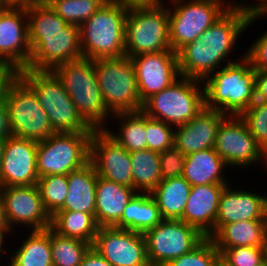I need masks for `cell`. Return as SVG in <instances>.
Here are the masks:
<instances>
[{
	"instance_id": "1",
	"label": "cell",
	"mask_w": 267,
	"mask_h": 266,
	"mask_svg": "<svg viewBox=\"0 0 267 266\" xmlns=\"http://www.w3.org/2000/svg\"><path fill=\"white\" fill-rule=\"evenodd\" d=\"M263 17H267V11L230 7L198 39L176 52L180 75L203 82L216 70L241 60L245 54H239L237 60L230 56L239 44L238 39Z\"/></svg>"
},
{
	"instance_id": "2",
	"label": "cell",
	"mask_w": 267,
	"mask_h": 266,
	"mask_svg": "<svg viewBox=\"0 0 267 266\" xmlns=\"http://www.w3.org/2000/svg\"><path fill=\"white\" fill-rule=\"evenodd\" d=\"M205 107L226 116H241L255 102V69L244 56L204 81Z\"/></svg>"
},
{
	"instance_id": "3",
	"label": "cell",
	"mask_w": 267,
	"mask_h": 266,
	"mask_svg": "<svg viewBox=\"0 0 267 266\" xmlns=\"http://www.w3.org/2000/svg\"><path fill=\"white\" fill-rule=\"evenodd\" d=\"M52 71L62 82L79 114L94 130L109 127L107 121L113 114L107 109L99 89L94 60L80 58L60 64Z\"/></svg>"
},
{
	"instance_id": "4",
	"label": "cell",
	"mask_w": 267,
	"mask_h": 266,
	"mask_svg": "<svg viewBox=\"0 0 267 266\" xmlns=\"http://www.w3.org/2000/svg\"><path fill=\"white\" fill-rule=\"evenodd\" d=\"M20 78L34 91L55 133H93L52 70L26 68Z\"/></svg>"
},
{
	"instance_id": "5",
	"label": "cell",
	"mask_w": 267,
	"mask_h": 266,
	"mask_svg": "<svg viewBox=\"0 0 267 266\" xmlns=\"http://www.w3.org/2000/svg\"><path fill=\"white\" fill-rule=\"evenodd\" d=\"M128 8L115 1L101 5L79 26L83 58L125 56V20Z\"/></svg>"
},
{
	"instance_id": "6",
	"label": "cell",
	"mask_w": 267,
	"mask_h": 266,
	"mask_svg": "<svg viewBox=\"0 0 267 266\" xmlns=\"http://www.w3.org/2000/svg\"><path fill=\"white\" fill-rule=\"evenodd\" d=\"M205 107L202 81L180 77L168 88L148 98L142 111L174 128L192 120Z\"/></svg>"
},
{
	"instance_id": "7",
	"label": "cell",
	"mask_w": 267,
	"mask_h": 266,
	"mask_svg": "<svg viewBox=\"0 0 267 266\" xmlns=\"http://www.w3.org/2000/svg\"><path fill=\"white\" fill-rule=\"evenodd\" d=\"M160 51H172L167 4L128 8L125 20V56L132 58Z\"/></svg>"
},
{
	"instance_id": "8",
	"label": "cell",
	"mask_w": 267,
	"mask_h": 266,
	"mask_svg": "<svg viewBox=\"0 0 267 266\" xmlns=\"http://www.w3.org/2000/svg\"><path fill=\"white\" fill-rule=\"evenodd\" d=\"M99 89L112 113L141 111L135 68L127 56L94 60Z\"/></svg>"
},
{
	"instance_id": "9",
	"label": "cell",
	"mask_w": 267,
	"mask_h": 266,
	"mask_svg": "<svg viewBox=\"0 0 267 266\" xmlns=\"http://www.w3.org/2000/svg\"><path fill=\"white\" fill-rule=\"evenodd\" d=\"M165 3L169 8V40L174 52L198 39L230 8L226 0H168Z\"/></svg>"
},
{
	"instance_id": "10",
	"label": "cell",
	"mask_w": 267,
	"mask_h": 266,
	"mask_svg": "<svg viewBox=\"0 0 267 266\" xmlns=\"http://www.w3.org/2000/svg\"><path fill=\"white\" fill-rule=\"evenodd\" d=\"M93 133H55L38 141L37 173L68 175L90 162V141Z\"/></svg>"
},
{
	"instance_id": "11",
	"label": "cell",
	"mask_w": 267,
	"mask_h": 266,
	"mask_svg": "<svg viewBox=\"0 0 267 266\" xmlns=\"http://www.w3.org/2000/svg\"><path fill=\"white\" fill-rule=\"evenodd\" d=\"M5 104L12 136L42 141L55 134L36 94L20 77L9 89Z\"/></svg>"
},
{
	"instance_id": "12",
	"label": "cell",
	"mask_w": 267,
	"mask_h": 266,
	"mask_svg": "<svg viewBox=\"0 0 267 266\" xmlns=\"http://www.w3.org/2000/svg\"><path fill=\"white\" fill-rule=\"evenodd\" d=\"M150 266H165L169 261L189 253L206 237L182 220L163 219L144 234Z\"/></svg>"
},
{
	"instance_id": "13",
	"label": "cell",
	"mask_w": 267,
	"mask_h": 266,
	"mask_svg": "<svg viewBox=\"0 0 267 266\" xmlns=\"http://www.w3.org/2000/svg\"><path fill=\"white\" fill-rule=\"evenodd\" d=\"M214 149L225 161L230 170L249 169L263 163V149L240 116H226L216 132ZM260 163V164H259Z\"/></svg>"
},
{
	"instance_id": "14",
	"label": "cell",
	"mask_w": 267,
	"mask_h": 266,
	"mask_svg": "<svg viewBox=\"0 0 267 266\" xmlns=\"http://www.w3.org/2000/svg\"><path fill=\"white\" fill-rule=\"evenodd\" d=\"M0 193L11 236L16 235L14 231L18 226L21 229L24 226L28 231L51 227V216L44 207L37 185L0 187Z\"/></svg>"
},
{
	"instance_id": "15",
	"label": "cell",
	"mask_w": 267,
	"mask_h": 266,
	"mask_svg": "<svg viewBox=\"0 0 267 266\" xmlns=\"http://www.w3.org/2000/svg\"><path fill=\"white\" fill-rule=\"evenodd\" d=\"M29 43V69L53 70L60 64L83 58L76 25L68 24L61 32L43 33V37H29Z\"/></svg>"
},
{
	"instance_id": "16",
	"label": "cell",
	"mask_w": 267,
	"mask_h": 266,
	"mask_svg": "<svg viewBox=\"0 0 267 266\" xmlns=\"http://www.w3.org/2000/svg\"><path fill=\"white\" fill-rule=\"evenodd\" d=\"M92 247L113 266H150L142 233L99 227Z\"/></svg>"
},
{
	"instance_id": "17",
	"label": "cell",
	"mask_w": 267,
	"mask_h": 266,
	"mask_svg": "<svg viewBox=\"0 0 267 266\" xmlns=\"http://www.w3.org/2000/svg\"><path fill=\"white\" fill-rule=\"evenodd\" d=\"M90 162L99 177L133 188L130 153L104 129L93 131Z\"/></svg>"
},
{
	"instance_id": "18",
	"label": "cell",
	"mask_w": 267,
	"mask_h": 266,
	"mask_svg": "<svg viewBox=\"0 0 267 266\" xmlns=\"http://www.w3.org/2000/svg\"><path fill=\"white\" fill-rule=\"evenodd\" d=\"M130 59L135 68L142 103L181 77L174 51L141 54Z\"/></svg>"
},
{
	"instance_id": "19",
	"label": "cell",
	"mask_w": 267,
	"mask_h": 266,
	"mask_svg": "<svg viewBox=\"0 0 267 266\" xmlns=\"http://www.w3.org/2000/svg\"><path fill=\"white\" fill-rule=\"evenodd\" d=\"M38 141L10 136L5 140L0 187L36 185Z\"/></svg>"
},
{
	"instance_id": "20",
	"label": "cell",
	"mask_w": 267,
	"mask_h": 266,
	"mask_svg": "<svg viewBox=\"0 0 267 266\" xmlns=\"http://www.w3.org/2000/svg\"><path fill=\"white\" fill-rule=\"evenodd\" d=\"M30 57L26 7L11 6L0 10V58L24 70Z\"/></svg>"
},
{
	"instance_id": "21",
	"label": "cell",
	"mask_w": 267,
	"mask_h": 266,
	"mask_svg": "<svg viewBox=\"0 0 267 266\" xmlns=\"http://www.w3.org/2000/svg\"><path fill=\"white\" fill-rule=\"evenodd\" d=\"M231 184H227L220 195L215 232L222 225L233 222L266 220L267 194L237 188L236 185L233 187Z\"/></svg>"
},
{
	"instance_id": "22",
	"label": "cell",
	"mask_w": 267,
	"mask_h": 266,
	"mask_svg": "<svg viewBox=\"0 0 267 266\" xmlns=\"http://www.w3.org/2000/svg\"><path fill=\"white\" fill-rule=\"evenodd\" d=\"M225 117L226 115L218 110L203 107L192 120L175 127L174 147L185 156L214 148L217 129Z\"/></svg>"
},
{
	"instance_id": "23",
	"label": "cell",
	"mask_w": 267,
	"mask_h": 266,
	"mask_svg": "<svg viewBox=\"0 0 267 266\" xmlns=\"http://www.w3.org/2000/svg\"><path fill=\"white\" fill-rule=\"evenodd\" d=\"M226 185L207 184L192 186L180 220L196 228L206 238H210L215 233L219 198Z\"/></svg>"
},
{
	"instance_id": "24",
	"label": "cell",
	"mask_w": 267,
	"mask_h": 266,
	"mask_svg": "<svg viewBox=\"0 0 267 266\" xmlns=\"http://www.w3.org/2000/svg\"><path fill=\"white\" fill-rule=\"evenodd\" d=\"M137 191L105 178H97L95 219L99 227H115Z\"/></svg>"
},
{
	"instance_id": "25",
	"label": "cell",
	"mask_w": 267,
	"mask_h": 266,
	"mask_svg": "<svg viewBox=\"0 0 267 266\" xmlns=\"http://www.w3.org/2000/svg\"><path fill=\"white\" fill-rule=\"evenodd\" d=\"M228 168L214 148L204 149L186 155L182 176L191 186L229 184L231 176L226 175Z\"/></svg>"
},
{
	"instance_id": "26",
	"label": "cell",
	"mask_w": 267,
	"mask_h": 266,
	"mask_svg": "<svg viewBox=\"0 0 267 266\" xmlns=\"http://www.w3.org/2000/svg\"><path fill=\"white\" fill-rule=\"evenodd\" d=\"M210 239L220 254L234 247H266V220H245L222 225Z\"/></svg>"
},
{
	"instance_id": "27",
	"label": "cell",
	"mask_w": 267,
	"mask_h": 266,
	"mask_svg": "<svg viewBox=\"0 0 267 266\" xmlns=\"http://www.w3.org/2000/svg\"><path fill=\"white\" fill-rule=\"evenodd\" d=\"M98 175L91 162L67 175L68 195L59 211L95 214Z\"/></svg>"
},
{
	"instance_id": "28",
	"label": "cell",
	"mask_w": 267,
	"mask_h": 266,
	"mask_svg": "<svg viewBox=\"0 0 267 266\" xmlns=\"http://www.w3.org/2000/svg\"><path fill=\"white\" fill-rule=\"evenodd\" d=\"M22 242V243H21ZM18 248L8 254L7 266H53L50 243V227L46 230L29 231L21 239Z\"/></svg>"
},
{
	"instance_id": "29",
	"label": "cell",
	"mask_w": 267,
	"mask_h": 266,
	"mask_svg": "<svg viewBox=\"0 0 267 266\" xmlns=\"http://www.w3.org/2000/svg\"><path fill=\"white\" fill-rule=\"evenodd\" d=\"M163 220L150 193L137 192L125 207L121 221L115 226L144 234Z\"/></svg>"
},
{
	"instance_id": "30",
	"label": "cell",
	"mask_w": 267,
	"mask_h": 266,
	"mask_svg": "<svg viewBox=\"0 0 267 266\" xmlns=\"http://www.w3.org/2000/svg\"><path fill=\"white\" fill-rule=\"evenodd\" d=\"M192 186L181 177L161 180L150 193L163 219L180 220L183 216Z\"/></svg>"
},
{
	"instance_id": "31",
	"label": "cell",
	"mask_w": 267,
	"mask_h": 266,
	"mask_svg": "<svg viewBox=\"0 0 267 266\" xmlns=\"http://www.w3.org/2000/svg\"><path fill=\"white\" fill-rule=\"evenodd\" d=\"M111 119V122L115 121L119 125L116 127L117 132L116 130H111V126L110 128L106 127L104 130L123 148L129 153L147 149L146 114L142 110L115 113Z\"/></svg>"
},
{
	"instance_id": "32",
	"label": "cell",
	"mask_w": 267,
	"mask_h": 266,
	"mask_svg": "<svg viewBox=\"0 0 267 266\" xmlns=\"http://www.w3.org/2000/svg\"><path fill=\"white\" fill-rule=\"evenodd\" d=\"M51 228L58 234L93 245L99 226L95 214L57 211L51 216Z\"/></svg>"
},
{
	"instance_id": "33",
	"label": "cell",
	"mask_w": 267,
	"mask_h": 266,
	"mask_svg": "<svg viewBox=\"0 0 267 266\" xmlns=\"http://www.w3.org/2000/svg\"><path fill=\"white\" fill-rule=\"evenodd\" d=\"M133 188L140 193H151L161 182L159 152L143 149L130 152Z\"/></svg>"
},
{
	"instance_id": "34",
	"label": "cell",
	"mask_w": 267,
	"mask_h": 266,
	"mask_svg": "<svg viewBox=\"0 0 267 266\" xmlns=\"http://www.w3.org/2000/svg\"><path fill=\"white\" fill-rule=\"evenodd\" d=\"M50 243L53 266H79L92 246L90 243L62 236L51 227Z\"/></svg>"
},
{
	"instance_id": "35",
	"label": "cell",
	"mask_w": 267,
	"mask_h": 266,
	"mask_svg": "<svg viewBox=\"0 0 267 266\" xmlns=\"http://www.w3.org/2000/svg\"><path fill=\"white\" fill-rule=\"evenodd\" d=\"M29 37H43V33L61 32L68 23L47 2L26 7Z\"/></svg>"
},
{
	"instance_id": "36",
	"label": "cell",
	"mask_w": 267,
	"mask_h": 266,
	"mask_svg": "<svg viewBox=\"0 0 267 266\" xmlns=\"http://www.w3.org/2000/svg\"><path fill=\"white\" fill-rule=\"evenodd\" d=\"M44 207L50 216L59 211L68 195L67 175H46L37 181Z\"/></svg>"
},
{
	"instance_id": "37",
	"label": "cell",
	"mask_w": 267,
	"mask_h": 266,
	"mask_svg": "<svg viewBox=\"0 0 267 266\" xmlns=\"http://www.w3.org/2000/svg\"><path fill=\"white\" fill-rule=\"evenodd\" d=\"M47 3L68 24L78 27L101 6L96 0H49Z\"/></svg>"
},
{
	"instance_id": "38",
	"label": "cell",
	"mask_w": 267,
	"mask_h": 266,
	"mask_svg": "<svg viewBox=\"0 0 267 266\" xmlns=\"http://www.w3.org/2000/svg\"><path fill=\"white\" fill-rule=\"evenodd\" d=\"M220 253L210 238H205L189 253L169 261L165 266H218Z\"/></svg>"
},
{
	"instance_id": "39",
	"label": "cell",
	"mask_w": 267,
	"mask_h": 266,
	"mask_svg": "<svg viewBox=\"0 0 267 266\" xmlns=\"http://www.w3.org/2000/svg\"><path fill=\"white\" fill-rule=\"evenodd\" d=\"M225 266H261L267 261V247H234L220 254Z\"/></svg>"
},
{
	"instance_id": "40",
	"label": "cell",
	"mask_w": 267,
	"mask_h": 266,
	"mask_svg": "<svg viewBox=\"0 0 267 266\" xmlns=\"http://www.w3.org/2000/svg\"><path fill=\"white\" fill-rule=\"evenodd\" d=\"M147 149L162 152L174 147L175 128L146 115Z\"/></svg>"
},
{
	"instance_id": "41",
	"label": "cell",
	"mask_w": 267,
	"mask_h": 266,
	"mask_svg": "<svg viewBox=\"0 0 267 266\" xmlns=\"http://www.w3.org/2000/svg\"><path fill=\"white\" fill-rule=\"evenodd\" d=\"M240 117L257 144L267 149V102H254Z\"/></svg>"
},
{
	"instance_id": "42",
	"label": "cell",
	"mask_w": 267,
	"mask_h": 266,
	"mask_svg": "<svg viewBox=\"0 0 267 266\" xmlns=\"http://www.w3.org/2000/svg\"><path fill=\"white\" fill-rule=\"evenodd\" d=\"M159 156L162 180L183 175L186 156L177 148L172 147L159 152Z\"/></svg>"
},
{
	"instance_id": "43",
	"label": "cell",
	"mask_w": 267,
	"mask_h": 266,
	"mask_svg": "<svg viewBox=\"0 0 267 266\" xmlns=\"http://www.w3.org/2000/svg\"><path fill=\"white\" fill-rule=\"evenodd\" d=\"M244 54L255 70L267 69V30L247 47Z\"/></svg>"
},
{
	"instance_id": "44",
	"label": "cell",
	"mask_w": 267,
	"mask_h": 266,
	"mask_svg": "<svg viewBox=\"0 0 267 266\" xmlns=\"http://www.w3.org/2000/svg\"><path fill=\"white\" fill-rule=\"evenodd\" d=\"M20 71L11 63L3 61L0 64V102H5L9 89L20 77Z\"/></svg>"
},
{
	"instance_id": "45",
	"label": "cell",
	"mask_w": 267,
	"mask_h": 266,
	"mask_svg": "<svg viewBox=\"0 0 267 266\" xmlns=\"http://www.w3.org/2000/svg\"><path fill=\"white\" fill-rule=\"evenodd\" d=\"M255 102H267V69L255 70Z\"/></svg>"
},
{
	"instance_id": "46",
	"label": "cell",
	"mask_w": 267,
	"mask_h": 266,
	"mask_svg": "<svg viewBox=\"0 0 267 266\" xmlns=\"http://www.w3.org/2000/svg\"><path fill=\"white\" fill-rule=\"evenodd\" d=\"M79 266H113L104 257H102L95 248L92 246L86 252L82 258L81 264Z\"/></svg>"
},
{
	"instance_id": "47",
	"label": "cell",
	"mask_w": 267,
	"mask_h": 266,
	"mask_svg": "<svg viewBox=\"0 0 267 266\" xmlns=\"http://www.w3.org/2000/svg\"><path fill=\"white\" fill-rule=\"evenodd\" d=\"M12 136L9 114L5 102H0V139Z\"/></svg>"
},
{
	"instance_id": "48",
	"label": "cell",
	"mask_w": 267,
	"mask_h": 266,
	"mask_svg": "<svg viewBox=\"0 0 267 266\" xmlns=\"http://www.w3.org/2000/svg\"><path fill=\"white\" fill-rule=\"evenodd\" d=\"M239 0H227V4L230 7H242L250 9L253 12L257 11H267V0H254L255 4L253 2L244 3V2H238Z\"/></svg>"
},
{
	"instance_id": "49",
	"label": "cell",
	"mask_w": 267,
	"mask_h": 266,
	"mask_svg": "<svg viewBox=\"0 0 267 266\" xmlns=\"http://www.w3.org/2000/svg\"><path fill=\"white\" fill-rule=\"evenodd\" d=\"M126 8L154 7L165 3L164 0H113Z\"/></svg>"
},
{
	"instance_id": "50",
	"label": "cell",
	"mask_w": 267,
	"mask_h": 266,
	"mask_svg": "<svg viewBox=\"0 0 267 266\" xmlns=\"http://www.w3.org/2000/svg\"><path fill=\"white\" fill-rule=\"evenodd\" d=\"M10 6L27 7L33 4L42 3L40 0H7Z\"/></svg>"
},
{
	"instance_id": "51",
	"label": "cell",
	"mask_w": 267,
	"mask_h": 266,
	"mask_svg": "<svg viewBox=\"0 0 267 266\" xmlns=\"http://www.w3.org/2000/svg\"><path fill=\"white\" fill-rule=\"evenodd\" d=\"M0 231L9 232L7 223H6V218H5V213H4V204H3L1 193H0Z\"/></svg>"
},
{
	"instance_id": "52",
	"label": "cell",
	"mask_w": 267,
	"mask_h": 266,
	"mask_svg": "<svg viewBox=\"0 0 267 266\" xmlns=\"http://www.w3.org/2000/svg\"><path fill=\"white\" fill-rule=\"evenodd\" d=\"M9 235H11L10 232H1L0 231V260H1V256H4V255L8 256L7 254L10 253V250L8 252L7 248L4 245L7 242V240H5V239H7V237H9Z\"/></svg>"
},
{
	"instance_id": "53",
	"label": "cell",
	"mask_w": 267,
	"mask_h": 266,
	"mask_svg": "<svg viewBox=\"0 0 267 266\" xmlns=\"http://www.w3.org/2000/svg\"><path fill=\"white\" fill-rule=\"evenodd\" d=\"M4 145H5V140L0 139V168H1V163H2V159H3Z\"/></svg>"
},
{
	"instance_id": "54",
	"label": "cell",
	"mask_w": 267,
	"mask_h": 266,
	"mask_svg": "<svg viewBox=\"0 0 267 266\" xmlns=\"http://www.w3.org/2000/svg\"><path fill=\"white\" fill-rule=\"evenodd\" d=\"M262 167H264L265 171L267 172V149L263 150V163H262Z\"/></svg>"
},
{
	"instance_id": "55",
	"label": "cell",
	"mask_w": 267,
	"mask_h": 266,
	"mask_svg": "<svg viewBox=\"0 0 267 266\" xmlns=\"http://www.w3.org/2000/svg\"><path fill=\"white\" fill-rule=\"evenodd\" d=\"M8 7H11V6L8 4L7 0H0V10L6 9Z\"/></svg>"
},
{
	"instance_id": "56",
	"label": "cell",
	"mask_w": 267,
	"mask_h": 266,
	"mask_svg": "<svg viewBox=\"0 0 267 266\" xmlns=\"http://www.w3.org/2000/svg\"><path fill=\"white\" fill-rule=\"evenodd\" d=\"M98 1L101 5L112 2L113 0H96Z\"/></svg>"
},
{
	"instance_id": "57",
	"label": "cell",
	"mask_w": 267,
	"mask_h": 266,
	"mask_svg": "<svg viewBox=\"0 0 267 266\" xmlns=\"http://www.w3.org/2000/svg\"><path fill=\"white\" fill-rule=\"evenodd\" d=\"M266 247H267V212H266Z\"/></svg>"
},
{
	"instance_id": "58",
	"label": "cell",
	"mask_w": 267,
	"mask_h": 266,
	"mask_svg": "<svg viewBox=\"0 0 267 266\" xmlns=\"http://www.w3.org/2000/svg\"><path fill=\"white\" fill-rule=\"evenodd\" d=\"M218 266H225V265L220 261Z\"/></svg>"
},
{
	"instance_id": "59",
	"label": "cell",
	"mask_w": 267,
	"mask_h": 266,
	"mask_svg": "<svg viewBox=\"0 0 267 266\" xmlns=\"http://www.w3.org/2000/svg\"><path fill=\"white\" fill-rule=\"evenodd\" d=\"M41 2H48L49 0H40Z\"/></svg>"
},
{
	"instance_id": "60",
	"label": "cell",
	"mask_w": 267,
	"mask_h": 266,
	"mask_svg": "<svg viewBox=\"0 0 267 266\" xmlns=\"http://www.w3.org/2000/svg\"><path fill=\"white\" fill-rule=\"evenodd\" d=\"M261 266H267V261L263 265H261Z\"/></svg>"
}]
</instances>
